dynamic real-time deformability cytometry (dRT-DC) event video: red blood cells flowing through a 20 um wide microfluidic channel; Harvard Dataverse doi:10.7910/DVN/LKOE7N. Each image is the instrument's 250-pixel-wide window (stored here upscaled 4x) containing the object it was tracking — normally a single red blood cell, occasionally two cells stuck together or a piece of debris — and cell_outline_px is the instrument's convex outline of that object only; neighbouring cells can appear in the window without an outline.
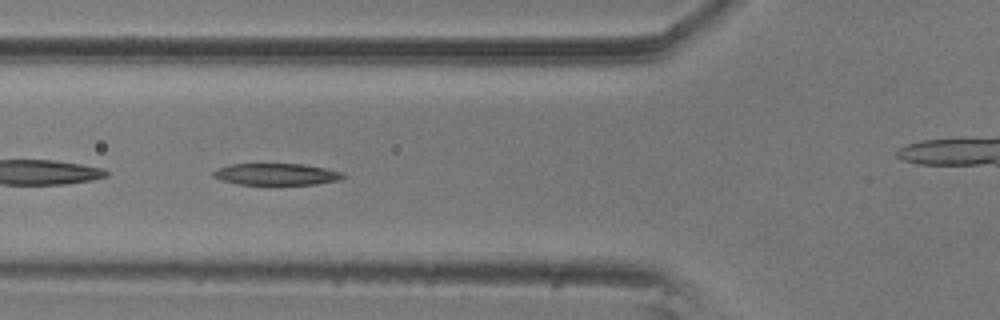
{"species": "common noctule bat (a hibernating species)", "species_latin": "Nyctalus noctula", "temperature_condition": "room temperature", "stored_images_in_passage": 40, "camera_frame_rate_fps": 3000, "um_per_image_px": 0.085, "animal": {"sex": "male", "body_mass_g": 20.5, "forearm_length_mm": 52.5}, "frame": {"image": 1, "passage_image": 7, "time_ms": 2.0, "image_size_px": [1000, 320], "cell_outline_px": [[344, 176], [332, 180], [308, 184], [244, 184], [228, 180], [216, 176], [216, 172], [220, 168], [236, 164], [296, 164], [320, 168], [336, 172]], "centroid_in_image_um": [23.45, 14.8], "position_along_channel_um": 102.3, "area_um2": 14.85}}
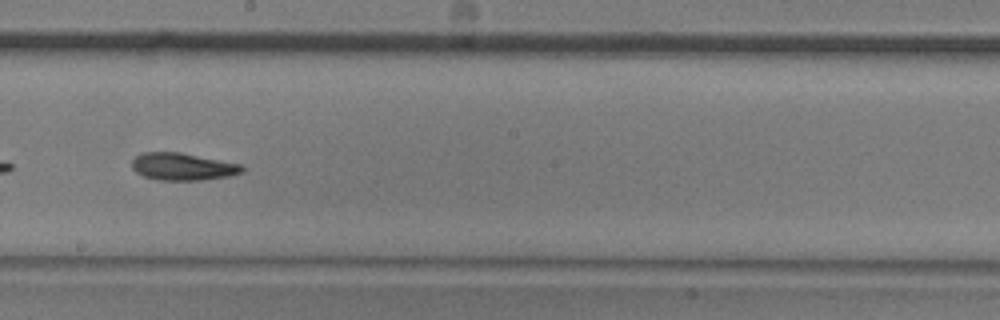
{"frame": {"image": 2, "passage_image": 18, "time_ms": 5.667, "image_size_px": [1000, 320], "cell_outline_px": [[244, 168], [240, 172], [224, 176], [192, 180], [168, 180], [144, 176], [132, 164], [132, 160], [136, 156], [148, 152], [176, 152], [236, 164]], "centroid_in_image_um": [15.46, 14.15], "position_along_channel_um": 232.7, "area_um2": 16.24}, "authors_computed_cell_mechanics": {"area_um2": 15.6638, "velocity_mm_per_s": 3.5401, "shape_relaxation_time_tau1_ms": 9.8471, "shape_relaxation_time_tau2_ms": 3.7412, "deformation_change_tau1": 0.2236, "deformation_change_tau2": 0.1296}}